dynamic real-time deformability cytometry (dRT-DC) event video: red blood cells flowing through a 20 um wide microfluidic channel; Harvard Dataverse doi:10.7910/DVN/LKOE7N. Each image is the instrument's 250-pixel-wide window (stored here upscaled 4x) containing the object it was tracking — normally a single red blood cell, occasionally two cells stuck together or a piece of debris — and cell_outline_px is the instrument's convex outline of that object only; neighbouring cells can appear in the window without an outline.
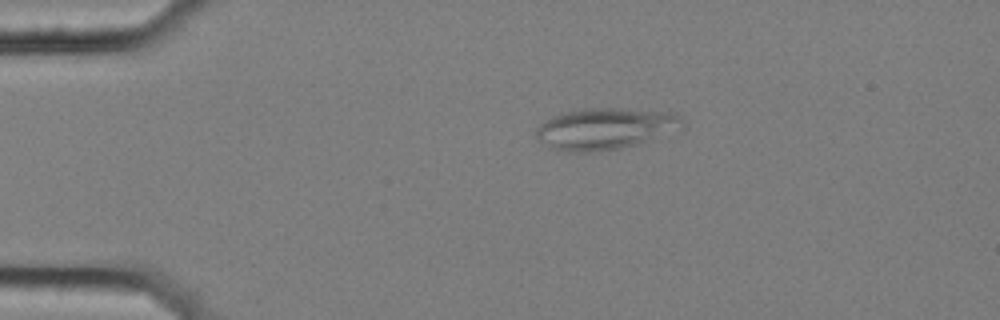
{"species": "common noctule bat (a hibernating species)", "species_latin": "Nyctalus noctula", "temperature_condition": "cold", "stored_images_in_passage": 8, "camera_frame_rate_fps": 3000, "um_per_image_px": 0.085, "animal": {"sex": "female", "body_mass_g": 25.1}, "frame": {"image": 1, "passage_image": 2, "time_ms": 0.333, "image_size_px": [1000, 320], "cell_outline_px": [[688, 128], [684, 132], [620, 148], [592, 152], [560, 152], [552, 148], [540, 140], [536, 136], [536, 128], [544, 120], [552, 116], [584, 108], [620, 108], [672, 112], [680, 116], [688, 124]], "centroid_in_image_um": [51.6, 10.94], "position_along_channel_um": 33.4, "area_um2": 36.3}}